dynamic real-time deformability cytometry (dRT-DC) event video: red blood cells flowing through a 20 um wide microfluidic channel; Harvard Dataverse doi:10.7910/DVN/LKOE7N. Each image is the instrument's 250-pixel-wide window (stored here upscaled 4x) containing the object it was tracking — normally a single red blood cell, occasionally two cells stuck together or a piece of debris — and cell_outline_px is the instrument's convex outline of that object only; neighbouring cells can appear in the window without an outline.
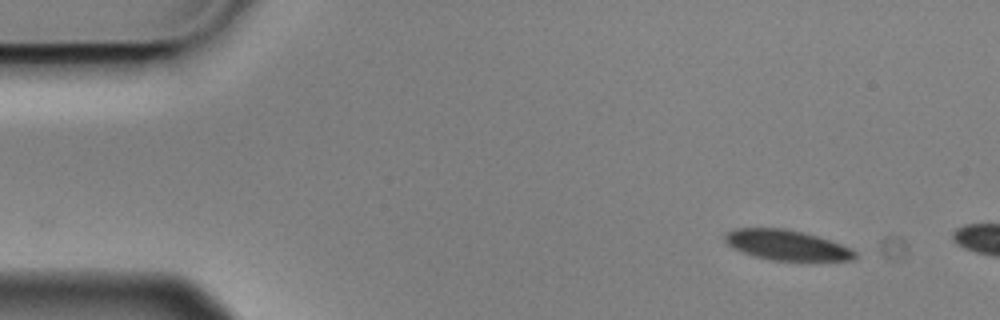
{"species": "Egyptian fruit bat (a non-hibernating species)", "species_latin": "Rousettus aegyptiacus", "temperature_condition": "cold", "stored_images_in_passage": 2, "camera_frame_rate_fps": 3000, "um_per_image_px": 0.085, "animal": {"sex": "male"}, "frame": {"image": 1, "passage_image": 2, "time_ms": 0.333, "image_size_px": [1000, 320], "cell_outline_px": [[856, 260], [772, 260], [752, 256], [740, 252], [732, 248], [724, 240], [724, 232], [732, 228], [784, 228], [804, 232], [852, 248], [856, 252]], "centroid_in_image_um": [66.8, 20.82], "position_along_channel_um": 18.2, "area_um2": 23.0}}